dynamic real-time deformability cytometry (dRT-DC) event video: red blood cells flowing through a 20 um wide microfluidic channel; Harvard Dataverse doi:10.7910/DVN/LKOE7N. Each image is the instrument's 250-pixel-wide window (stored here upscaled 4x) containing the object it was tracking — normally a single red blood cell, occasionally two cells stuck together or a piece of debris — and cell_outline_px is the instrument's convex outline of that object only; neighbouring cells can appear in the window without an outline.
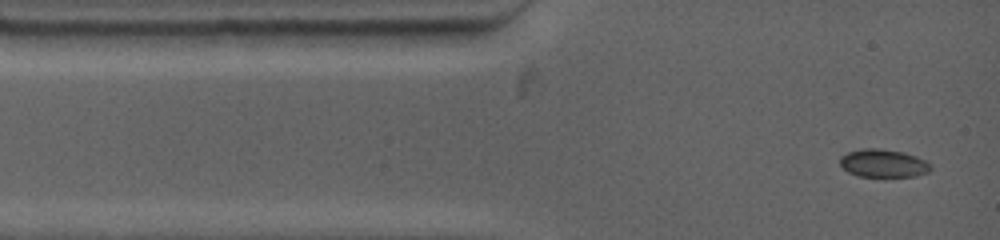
{"species": "common noctule bat (a hibernating species)", "species_latin": "Nyctalus noctula", "temperature_condition": "warm", "stored_images_in_passage": 4, "camera_frame_rate_fps": 4500, "um_per_image_px": 0.085, "animal": {"sex": "female", "body_mass_g": 19.0, "forearm_length_mm": 53.3}, "frame": {"image": 1, "passage_image": 1, "time_ms": 0.0, "image_size_px": [1000, 240], "cell_outline_px": [[932, 168], [928, 172], [916, 176], [860, 176], [848, 172], [840, 164], [840, 156], [848, 152], [860, 148], [876, 148], [904, 152], [916, 156], [924, 160]], "centroid_in_image_um": [75.06, 13.87], "position_along_channel_um": 9.9, "area_um2": 14.68}}
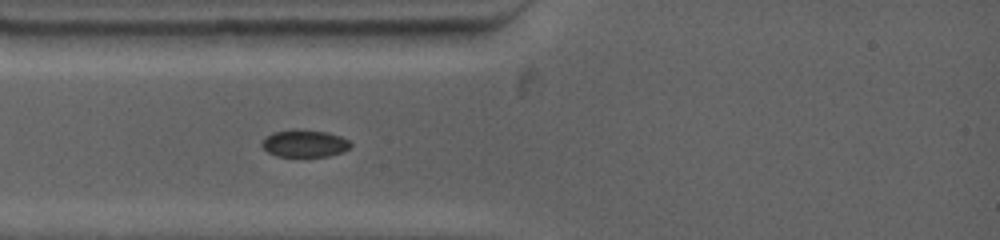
{"frame": {"image": 2, "passage_image": 4, "time_ms": 2.222, "image_size_px": [1000, 240], "cell_outline_px": [[352, 144], [344, 152], [328, 156], [276, 156], [268, 152], [260, 144], [272, 132], [296, 128], [328, 132], [340, 136], [348, 140]], "centroid_in_image_um": [25.9, 12.18], "position_along_channel_um": 59.1, "area_um2": 14.16}}